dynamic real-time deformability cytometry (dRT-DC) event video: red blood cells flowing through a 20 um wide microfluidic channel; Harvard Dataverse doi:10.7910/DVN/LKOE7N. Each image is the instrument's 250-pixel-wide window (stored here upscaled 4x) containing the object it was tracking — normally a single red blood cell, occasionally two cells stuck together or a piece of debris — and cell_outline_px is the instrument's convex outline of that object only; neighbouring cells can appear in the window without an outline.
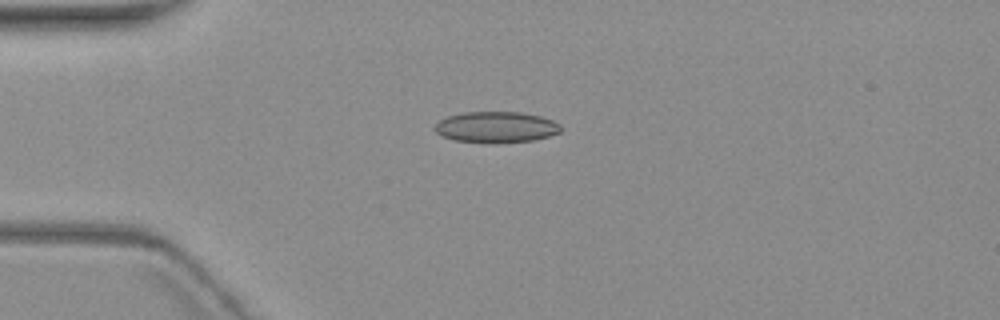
{"species": "common noctule bat (a hibernating species)", "species_latin": "Nyctalus noctula", "temperature_condition": "warm", "stored_images_in_passage": 9, "camera_frame_rate_fps": 3000, "um_per_image_px": 0.085, "animal": {"sex": "female", "body_mass_g": 19.3, "forearm_length_mm": 54.1}, "frame": {"image": 1, "passage_image": 4, "time_ms": 3.667, "image_size_px": [1000, 320], "cell_outline_px": [[564, 128], [560, 132], [548, 136], [532, 140], [496, 144], [488, 144], [456, 140], [440, 136], [432, 128], [440, 120], [448, 116], [464, 112], [520, 112], [540, 116], [552, 120], [560, 124]], "centroid_in_image_um": [42.16, 10.82], "position_along_channel_um": 42.8, "area_um2": 23.12}}
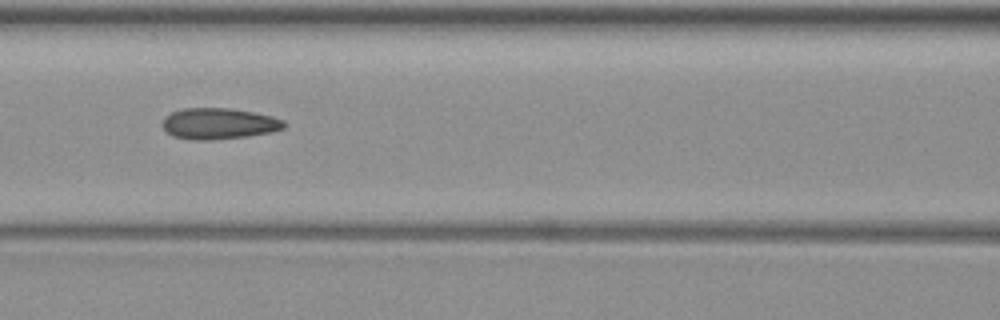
{"frame": {"image": 2, "passage_image": 7, "time_ms": 7.333, "image_size_px": [1000, 320], "cell_outline_px": [[284, 128], [268, 132], [248, 136], [208, 140], [188, 140], [172, 136], [160, 124], [164, 116], [172, 112], [184, 108], [228, 108], [252, 112], [272, 116], [284, 120]], "centroid_in_image_um": [18.53, 10.51], "position_along_channel_um": 148.1, "area_um2": 22.02}}
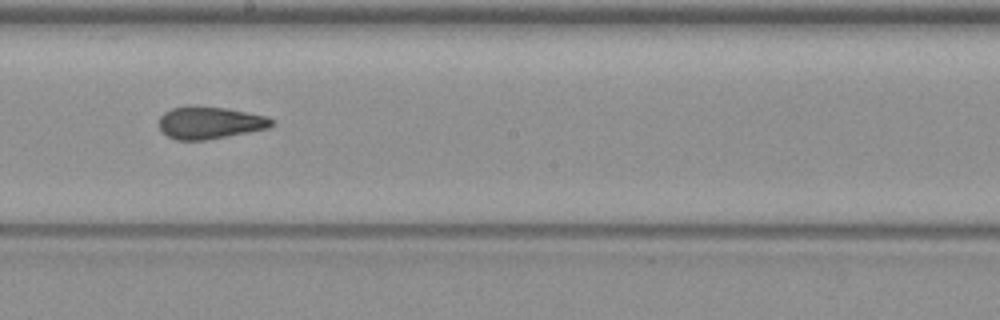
{"frame": {"image": 3, "passage_image": 9, "time_ms": 9.667, "image_size_px": [1000, 320], "cell_outline_px": [[272, 124], [268, 128], [204, 140], [176, 140], [168, 136], [160, 128], [160, 116], [164, 112], [172, 108], [192, 104], [196, 104], [224, 108], [268, 116], [272, 120]], "centroid_in_image_um": [17.79, 10.4], "position_along_channel_um": 230.4, "area_um2": 21.1}}